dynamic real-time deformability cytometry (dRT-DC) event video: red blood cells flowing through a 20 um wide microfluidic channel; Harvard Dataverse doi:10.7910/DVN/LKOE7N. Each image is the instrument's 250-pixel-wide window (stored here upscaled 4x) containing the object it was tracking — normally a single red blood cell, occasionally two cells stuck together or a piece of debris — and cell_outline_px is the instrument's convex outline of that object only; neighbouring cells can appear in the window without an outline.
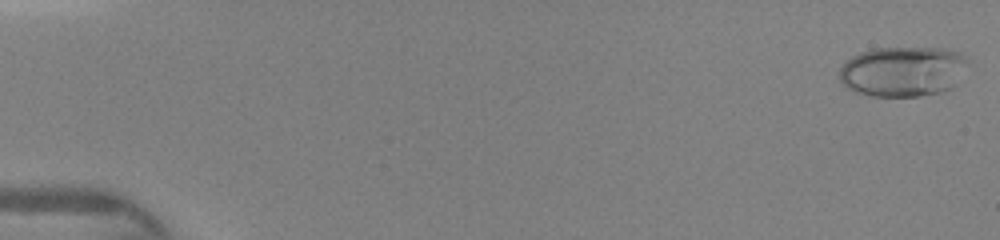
{"species": "human", "species_latin": "Homo sapiens", "temperature_condition": "warm", "stored_images_in_passage": 46, "camera_frame_rate_fps": 3000, "um_per_image_px": 0.085, "donor": {"sex": "female"}, "frame": {"image": 1, "passage_image": 1, "time_ms": 0.0, "image_size_px": [1000, 240], "cell_outline_px": [[968, 64], [952, 88], [944, 92], [920, 96], [872, 96], [856, 92], [848, 88], [840, 80], [840, 68], [852, 56], [860, 52], [872, 48], [940, 48], [960, 52], [968, 60]], "centroid_in_image_um": [76.76, 6.07], "position_along_channel_um": 8.2, "area_um2": 37.63}}
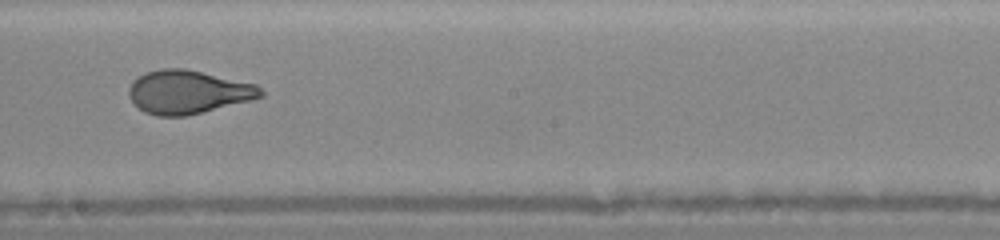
{"frame": {"image": 2, "passage_image": 27, "time_ms": 8.667, "image_size_px": [1000, 240], "cell_outline_px": [[264, 96], [252, 100], [184, 116], [156, 116], [144, 112], [128, 96], [128, 88], [132, 80], [144, 72], [160, 68], [184, 68], [256, 84], [264, 92]], "centroid_in_image_um": [15.96, 7.81], "position_along_channel_um": 232.2, "area_um2": 33.41}}
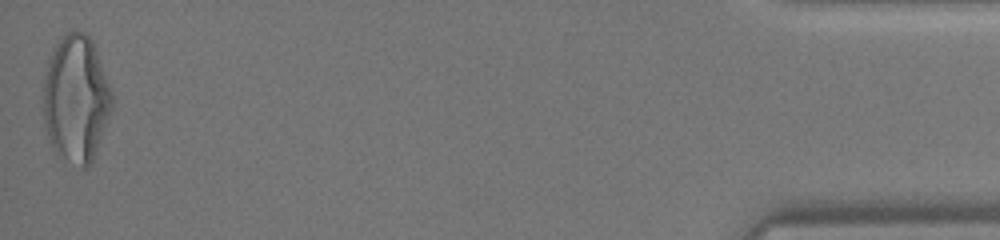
{"frame": {"image": 3, "passage_image": 46, "time_ms": 15.0, "image_size_px": [1000, 240], "cell_outline_px": [[112, 108], [92, 160], [88, 168], [84, 168], [56, 152], [52, 148], [44, 124], [40, 108], [44, 76], [48, 56], [60, 36], [64, 32], [84, 32], [92, 40], [112, 92]], "centroid_in_image_um": [6.4, 8.35], "position_along_channel_um": 428.8, "area_um2": 51.1}}